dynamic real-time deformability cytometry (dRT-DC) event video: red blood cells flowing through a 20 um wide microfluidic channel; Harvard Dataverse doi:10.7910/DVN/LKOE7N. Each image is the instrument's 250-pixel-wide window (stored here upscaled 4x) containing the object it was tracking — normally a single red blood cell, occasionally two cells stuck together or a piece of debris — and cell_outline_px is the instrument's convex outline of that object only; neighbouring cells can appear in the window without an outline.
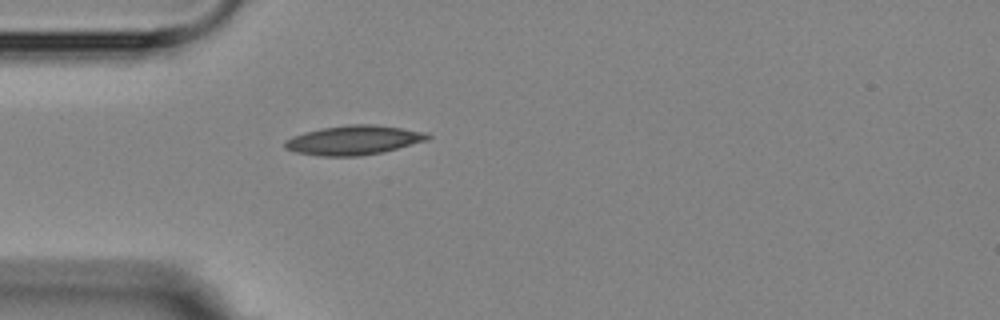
{"species": "Egyptian fruit bat (a non-hibernating species)", "species_latin": "Rousettus aegyptiacus", "temperature_condition": "room temperature", "stored_images_in_passage": 1, "camera_frame_rate_fps": 3000, "um_per_image_px": 0.085, "animal": {"sex": "female"}, "frame": {"image": 1, "passage_image": 1, "time_ms": 0.0, "image_size_px": [1000, 320], "cell_outline_px": [[432, 136], [428, 140], [384, 152], [360, 156], [320, 156], [296, 152], [284, 148], [284, 140], [292, 136], [304, 132], [324, 128], [348, 124], [372, 124], [428, 132]], "centroid_in_image_um": [30.07, 11.91], "position_along_channel_um": 54.9, "area_um2": 24.51}}